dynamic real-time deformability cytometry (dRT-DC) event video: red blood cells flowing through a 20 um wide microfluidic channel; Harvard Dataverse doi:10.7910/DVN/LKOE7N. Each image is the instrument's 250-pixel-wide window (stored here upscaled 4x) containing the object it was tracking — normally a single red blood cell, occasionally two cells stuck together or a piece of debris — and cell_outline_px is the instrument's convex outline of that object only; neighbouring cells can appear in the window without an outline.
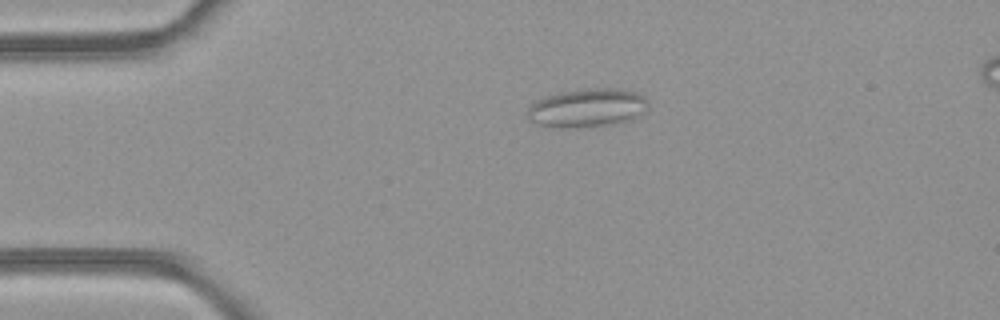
{"species": "common noctule bat (a hibernating species)", "species_latin": "Nyctalus noctula", "temperature_condition": "room temperature", "stored_images_in_passage": 41, "camera_frame_rate_fps": 3000, "um_per_image_px": 0.085, "animal": {"sex": "female", "body_mass_g": 21.9}, "frame": {"image": 1, "passage_image": 3, "time_ms": 0.667, "image_size_px": [1000, 320], "cell_outline_px": [[648, 108], [628, 120], [604, 124], [564, 128], [556, 128], [540, 124], [528, 120], [528, 108], [532, 104], [548, 96], [560, 92], [588, 88], [608, 88], [636, 92], [644, 96], [648, 104]], "centroid_in_image_um": [49.89, 9.16], "position_along_channel_um": 35.1, "area_um2": 26.36}}
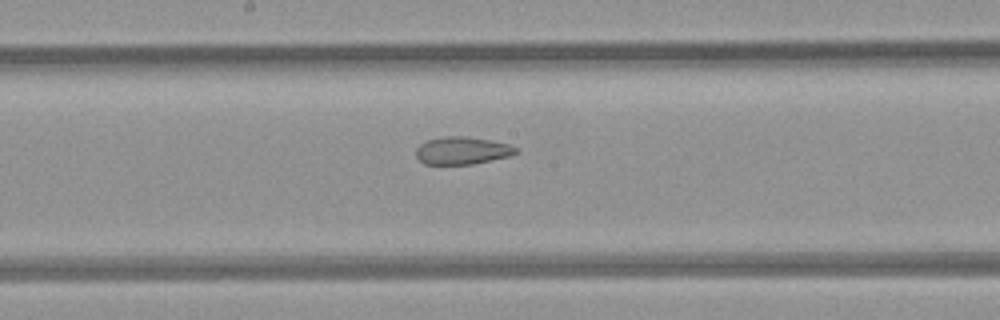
{"frame": {"image": 2, "passage_image": 18, "time_ms": 5.667, "image_size_px": [1000, 320], "cell_outline_px": [[520, 152], [512, 156], [472, 164], [424, 164], [416, 156], [416, 148], [420, 144], [428, 140], [444, 136], [468, 136], [508, 144], [516, 148]], "centroid_in_image_um": [39.3, 12.8], "position_along_channel_um": 208.9, "area_um2": 16.07}}
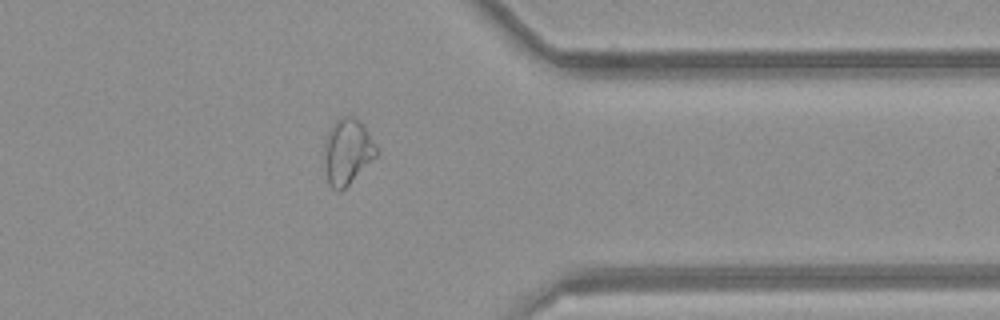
{"frame": {"image": 3, "passage_image": 31, "time_ms": 10.0, "image_size_px": [1000, 320], "cell_outline_px": [[380, 152], [340, 192], [336, 192], [328, 184], [324, 144], [332, 124], [340, 116], [356, 116]], "centroid_in_image_um": [29.52, 12.87], "position_along_channel_um": 381.9, "area_um2": 19.54}, "authors_computed_cell_mechanics": {"area_um2": 19.2474, "velocity_mm_per_s": 4.2525, "shape_relaxation_time_tau1_ms": null, "shape_relaxation_time_tau2_ms": 2.1208, "deformation_change_tau1": null, "deformation_change_tau2": 0.0955}}